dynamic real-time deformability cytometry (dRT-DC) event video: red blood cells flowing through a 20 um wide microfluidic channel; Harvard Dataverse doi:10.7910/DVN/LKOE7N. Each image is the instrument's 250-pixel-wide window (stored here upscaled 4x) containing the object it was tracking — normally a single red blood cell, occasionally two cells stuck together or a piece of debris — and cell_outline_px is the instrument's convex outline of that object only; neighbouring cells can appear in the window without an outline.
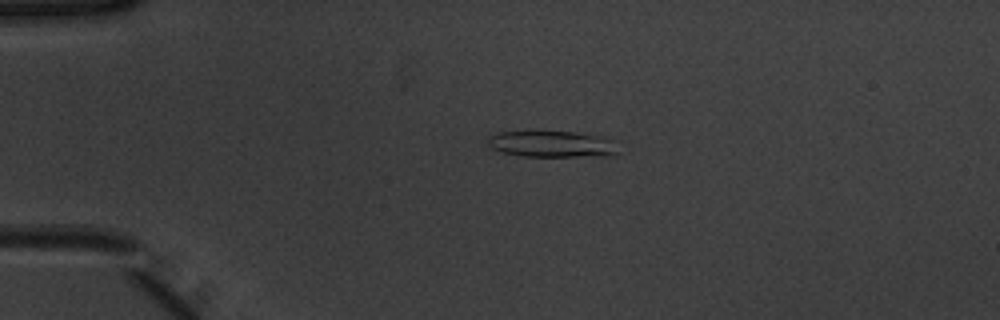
{"species": "common noctule bat (a hibernating species)", "species_latin": "Nyctalus noctula", "temperature_condition": "warm", "stored_images_in_passage": 43, "camera_frame_rate_fps": 3000, "um_per_image_px": 0.085, "animal": {"sex": "male", "body_mass_g": 20.1, "forearm_length_mm": 53.5}, "frame": {"image": 1, "passage_image": 3, "time_ms": 0.667, "image_size_px": [1000, 320], "cell_outline_px": [[616, 152], [612, 156], [520, 156], [500, 152], [488, 148], [488, 136], [496, 132], [536, 128], [540, 128], [576, 132], [600, 136], [616, 140]], "centroid_in_image_um": [46.82, 12.19], "position_along_channel_um": 38.2, "area_um2": 21.39}}
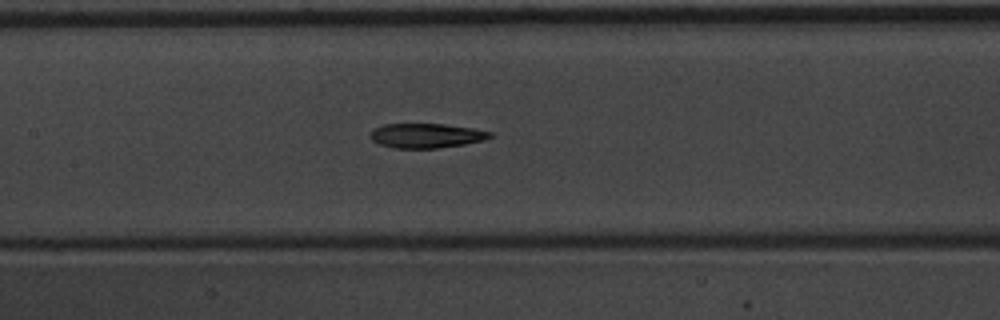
{"frame": {"image": 2, "passage_image": 16, "time_ms": 5.0, "image_size_px": [1000, 320], "cell_outline_px": [[492, 136], [484, 140], [464, 144], [440, 148], [392, 148], [380, 144], [372, 140], [368, 136], [376, 128], [384, 124], [444, 124], [472, 128], [492, 132]], "centroid_in_image_um": [36.23, 11.53], "position_along_channel_um": 171.2, "area_um2": 17.05}}
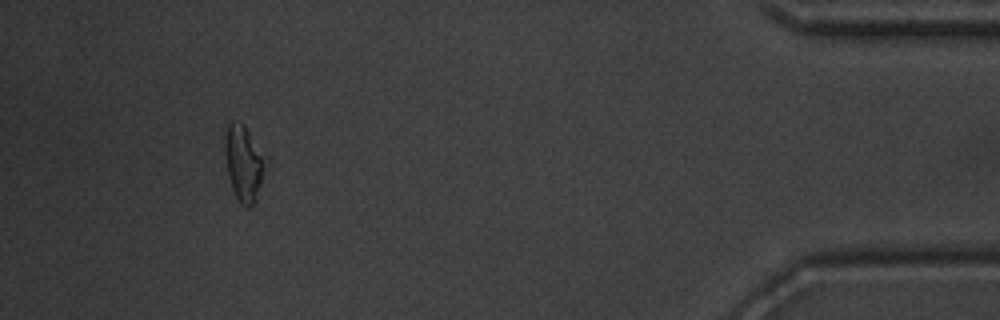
{"frame": {"image": 3, "passage_image": 39, "time_ms": 12.667, "image_size_px": [1000, 320], "cell_outline_px": [[268, 156], [260, 184], [256, 196], [252, 204], [248, 208], [240, 204], [232, 188], [228, 176], [224, 152], [224, 136], [228, 124], [232, 120], [244, 124]], "centroid_in_image_um": [20.72, 13.79], "position_along_channel_um": 414.5, "area_um2": 18.15}, "authors_computed_cell_mechanics": {"area_um2": 18.1492, "velocity_mm_per_s": 3.932, "shape_relaxation_time_tau1_ms": 4.5172, "shape_relaxation_time_tau2_ms": 4.7023, "deformation_change_tau1": 0.1803, "deformation_change_tau2": 0.1502}}